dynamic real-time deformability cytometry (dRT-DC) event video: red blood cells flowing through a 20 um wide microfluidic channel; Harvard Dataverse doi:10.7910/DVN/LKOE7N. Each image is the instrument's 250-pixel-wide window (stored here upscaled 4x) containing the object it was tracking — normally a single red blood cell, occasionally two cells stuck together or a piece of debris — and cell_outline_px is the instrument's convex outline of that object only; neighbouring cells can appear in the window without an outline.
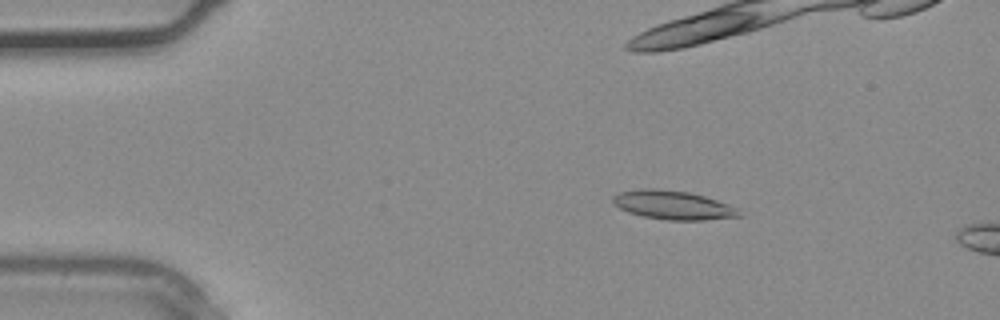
{"species": "common noctule bat (a hibernating species)", "species_latin": "Nyctalus noctula", "temperature_condition": "warm", "stored_images_in_passage": 2, "camera_frame_rate_fps": 3000, "um_per_image_px": 0.085, "animal": {"sex": "male", "body_mass_g": 20.4}, "frame": {"image": 1, "passage_image": 1, "time_ms": 0.0, "image_size_px": [1000, 320], "cell_outline_px": [[744, 216], [704, 220], [668, 220], [644, 216], [628, 212], [620, 208], [612, 200], [612, 196], [620, 192], [644, 188], [652, 188], [688, 192], [704, 196], [740, 208]], "centroid_in_image_um": [57.27, 17.44], "position_along_channel_um": 27.7, "area_um2": 21.15}}